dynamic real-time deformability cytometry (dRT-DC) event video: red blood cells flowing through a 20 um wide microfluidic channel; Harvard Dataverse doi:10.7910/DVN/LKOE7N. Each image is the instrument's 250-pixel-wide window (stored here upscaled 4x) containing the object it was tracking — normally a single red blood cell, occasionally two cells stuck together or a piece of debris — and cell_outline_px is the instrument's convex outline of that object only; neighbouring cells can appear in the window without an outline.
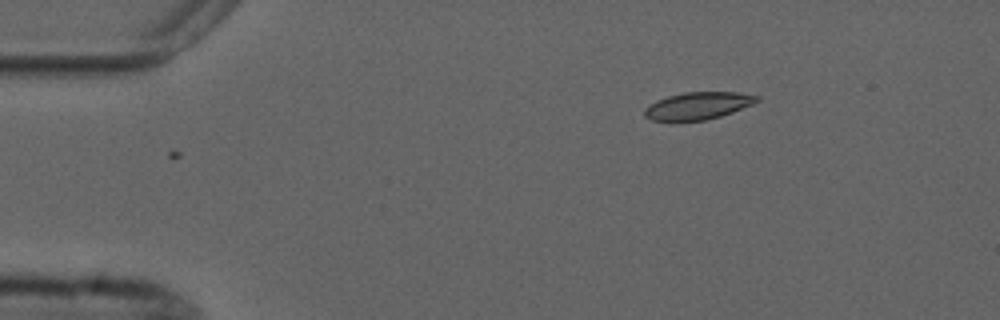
{"species": "common noctule bat (a hibernating species)", "species_latin": "Nyctalus noctula", "temperature_condition": "cold", "stored_images_in_passage": 6, "camera_frame_rate_fps": 3000, "um_per_image_px": 0.085, "animal": {"sex": "male", "forearm_length_mm": 52.5}, "frame": {"image": 1, "passage_image": 6, "time_ms": 6.667, "image_size_px": [1000, 320], "cell_outline_px": [[760, 100], [752, 104], [732, 112], [720, 116], [704, 120], [672, 124], [652, 120], [644, 116], [644, 108], [656, 100], [668, 96], [684, 92], [736, 92], [760, 96]], "centroid_in_image_um": [59.25, 9.03], "position_along_channel_um": 25.8, "area_um2": 18.44}}